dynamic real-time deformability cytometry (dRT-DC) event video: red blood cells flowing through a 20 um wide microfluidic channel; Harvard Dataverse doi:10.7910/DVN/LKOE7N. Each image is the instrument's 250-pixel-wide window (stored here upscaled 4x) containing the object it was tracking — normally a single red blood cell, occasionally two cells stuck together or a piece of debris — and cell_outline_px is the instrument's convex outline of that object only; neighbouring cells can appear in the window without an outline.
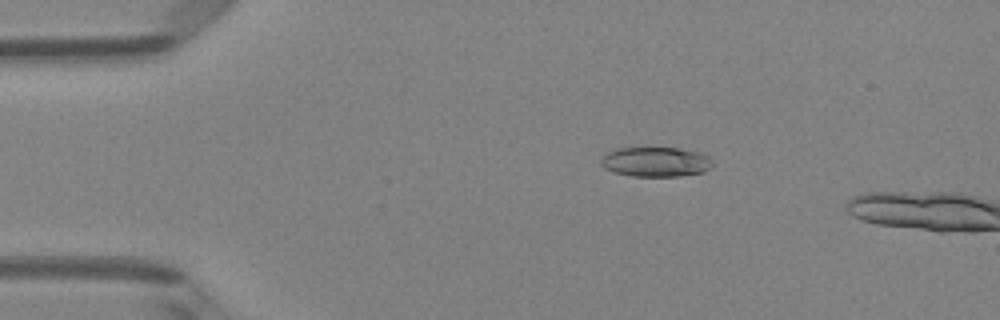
{"species": "Egyptian fruit bat (a non-hibernating species)", "species_latin": "Rousettus aegyptiacus", "temperature_condition": "room temperature", "stored_images_in_passage": 4, "camera_frame_rate_fps": 3000, "um_per_image_px": 0.085, "animal": {"sex": "female"}, "frame": {"image": 1, "passage_image": 3, "time_ms": 0.667, "image_size_px": [1000, 320], "cell_outline_px": [[712, 164], [704, 172], [680, 176], [632, 176], [612, 172], [604, 168], [600, 164], [600, 160], [604, 152], [620, 148], [680, 148], [700, 152], [708, 156], [712, 160]], "centroid_in_image_um": [55.7, 13.75], "position_along_channel_um": 29.3, "area_um2": 19.54}}